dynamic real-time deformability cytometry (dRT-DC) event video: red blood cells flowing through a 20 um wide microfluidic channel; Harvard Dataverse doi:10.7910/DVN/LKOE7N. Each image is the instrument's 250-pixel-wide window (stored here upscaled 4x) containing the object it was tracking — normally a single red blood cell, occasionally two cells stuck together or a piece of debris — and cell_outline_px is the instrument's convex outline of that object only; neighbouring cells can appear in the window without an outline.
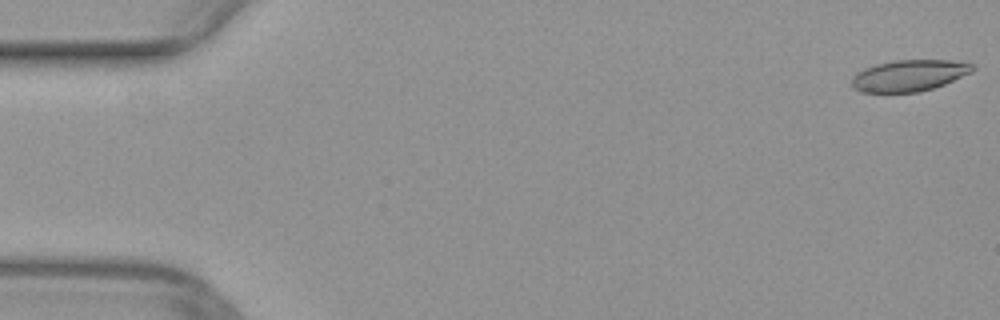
{"species": "common noctule bat (a hibernating species)", "species_latin": "Nyctalus noctula", "temperature_condition": "warm", "stored_images_in_passage": 29, "camera_frame_rate_fps": 3000, "um_per_image_px": 0.085, "animal": {"sex": "female", "body_mass_g": 29.2, "forearm_length_mm": 56.3}, "frame": {"image": 1, "passage_image": 1, "time_ms": 0.0, "image_size_px": [1000, 320], "cell_outline_px": [[976, 68], [972, 72], [944, 84], [920, 92], [860, 92], [852, 88], [852, 76], [856, 72], [864, 68], [876, 64], [896, 60], [952, 60], [972, 64]], "centroid_in_image_um": [77.25, 6.42], "position_along_channel_um": 7.7, "area_um2": 22.14}}
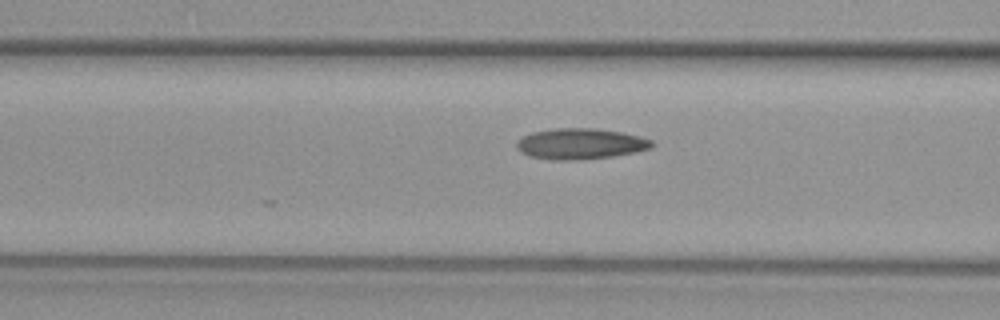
{"frame": {"image": 2, "passage_image": 20, "time_ms": 6.333, "image_size_px": [1000, 320], "cell_outline_px": [[656, 144], [652, 148], [636, 152], [612, 156], [572, 160], [556, 160], [528, 156], [520, 152], [516, 148], [516, 144], [524, 136], [532, 132], [556, 128], [596, 128], [620, 132], [640, 136], [652, 140]], "centroid_in_image_um": [49.36, 12.22], "position_along_channel_um": 117.2, "area_um2": 24.28}}
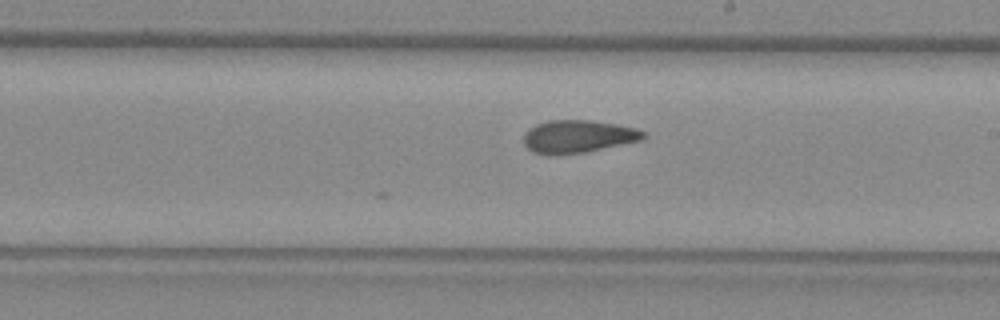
{"frame": {"image": 3, "passage_image": 29, "time_ms": 9.333, "image_size_px": [1000, 320], "cell_outline_px": [[644, 136], [640, 140], [584, 152], [552, 156], [532, 152], [524, 144], [524, 136], [536, 124], [548, 120], [592, 120], [616, 124], [636, 128], [644, 132]], "centroid_in_image_um": [49.1, 11.6], "position_along_channel_um": 239.9, "area_um2": 22.6}}